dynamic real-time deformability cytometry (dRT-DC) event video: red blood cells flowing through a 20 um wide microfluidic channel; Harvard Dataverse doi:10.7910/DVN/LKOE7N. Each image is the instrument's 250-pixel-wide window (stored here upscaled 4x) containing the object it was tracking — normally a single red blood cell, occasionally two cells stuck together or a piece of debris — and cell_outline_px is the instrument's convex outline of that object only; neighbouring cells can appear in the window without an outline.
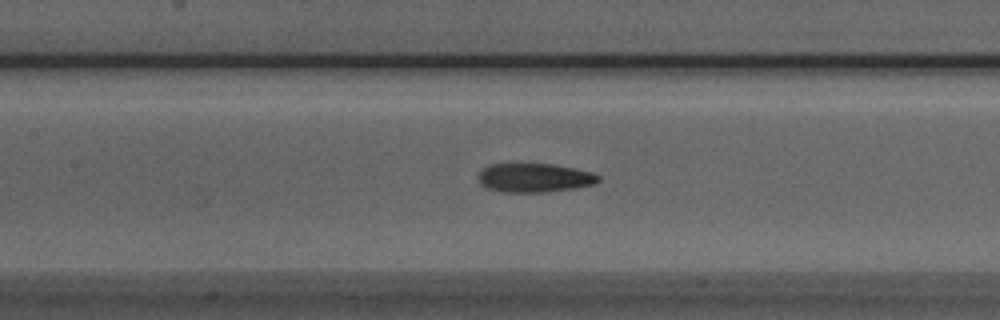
{"species": "Egyptian fruit bat (a non-hibernating species)", "species_latin": "Rousettus aegyptiacus", "temperature_condition": "room temperature", "stored_images_in_passage": 39, "camera_frame_rate_fps": 3000, "um_per_image_px": 0.085, "animal": {"sex": "male"}, "frame": {"image": 1, "passage_image": 16, "time_ms": 5.0, "image_size_px": [1000, 320], "cell_outline_px": [[600, 180], [592, 184], [572, 188], [540, 192], [500, 192], [484, 188], [480, 184], [476, 176], [480, 168], [488, 164], [552, 164], [592, 172], [600, 176]], "centroid_in_image_um": [45.3, 15.1], "position_along_channel_um": 162.1, "area_um2": 20.35}}
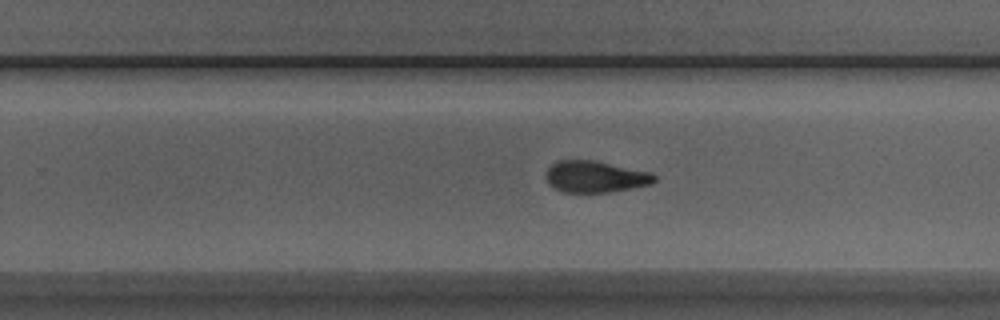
{"frame": {"image": 2, "passage_image": 25, "time_ms": 8.0, "image_size_px": [1000, 320], "cell_outline_px": [[656, 180], [652, 184], [608, 192], [564, 192], [548, 184], [544, 176], [548, 168], [556, 160], [596, 160], [652, 172], [656, 176]], "centroid_in_image_um": [50.6, 15.0], "position_along_channel_um": 279.2, "area_um2": 20.11}}
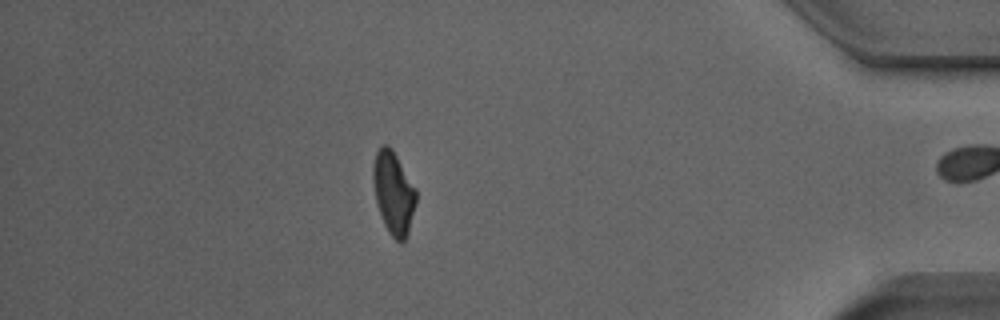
{"frame": {"image": 3, "passage_image": 38, "time_ms": 12.333, "image_size_px": [1000, 320], "cell_outline_px": [[416, 204], [408, 232], [404, 240], [400, 244], [388, 232], [384, 224], [376, 200], [372, 180], [372, 168], [376, 152], [384, 144], [388, 144], [392, 148], [416, 188]], "centroid_in_image_um": [33.45, 16.38], "position_along_channel_um": 401.8, "area_um2": 20.69}, "authors_computed_cell_mechanics": {"area_um2": 20.6924, "velocity_mm_per_s": 3.9305, "shape_relaxation_time_tau1_ms": null, "shape_relaxation_time_tau2_ms": 2.2006, "deformation_change_tau1": null, "deformation_change_tau2": 0.0957}}